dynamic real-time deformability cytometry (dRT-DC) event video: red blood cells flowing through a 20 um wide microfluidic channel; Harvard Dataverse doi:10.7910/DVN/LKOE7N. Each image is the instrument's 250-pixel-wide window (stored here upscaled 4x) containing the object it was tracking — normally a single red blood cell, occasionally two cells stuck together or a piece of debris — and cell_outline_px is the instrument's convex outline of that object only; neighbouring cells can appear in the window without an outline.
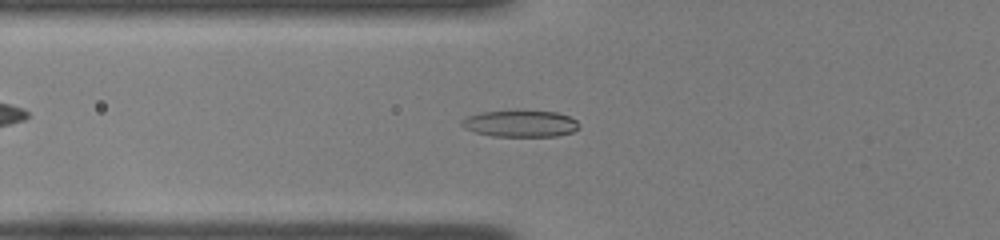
{"species": "common noctule bat (a hibernating species)", "species_latin": "Nyctalus noctula", "temperature_condition": "room temperature", "stored_images_in_passage": 53, "camera_frame_rate_fps": 3000, "um_per_image_px": 0.085, "animal": {"sex": "female", "body_mass_g": 22.0, "forearm_length_mm": 56.7}, "frame": {"image": 1, "passage_image": 22, "time_ms": 7.0, "image_size_px": [1000, 240], "cell_outline_px": [[580, 128], [572, 132], [556, 136], [492, 136], [476, 132], [464, 128], [460, 124], [460, 120], [468, 116], [480, 112], [556, 112], [568, 116], [576, 120], [580, 124]], "centroid_in_image_um": [44.23, 10.53], "position_along_channel_um": 81.6, "area_um2": 17.86}}
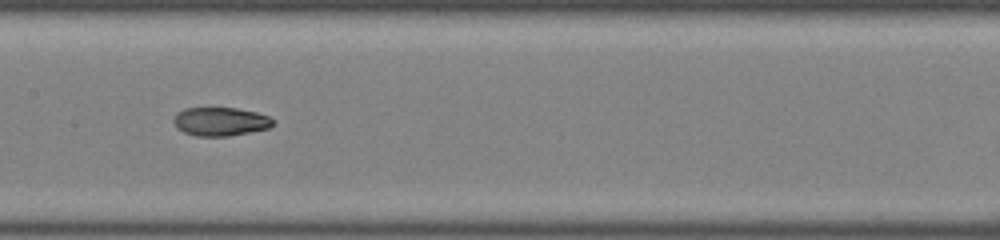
{"frame": {"image": 2, "passage_image": 30, "time_ms": 9.667, "image_size_px": [1000, 240], "cell_outline_px": [[272, 124], [268, 128], [228, 136], [196, 136], [184, 132], [176, 128], [172, 120], [176, 112], [184, 108], [236, 108], [256, 112], [268, 116], [272, 120]], "centroid_in_image_um": [18.66, 10.32], "position_along_channel_um": 188.7, "area_um2": 16.47}}
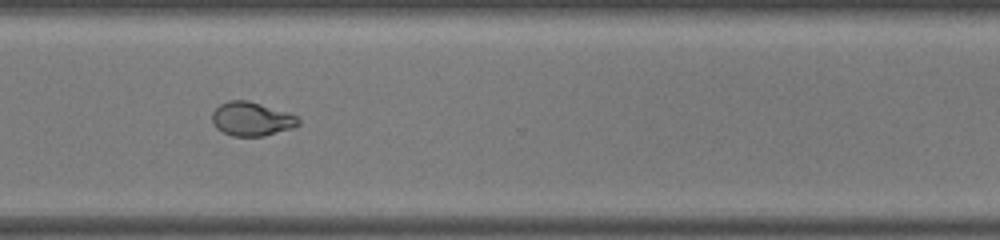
{"frame": {"image": 3, "passage_image": 42, "time_ms": 13.667, "image_size_px": [1000, 240], "cell_outline_px": [[300, 124], [292, 128], [264, 136], [232, 136], [216, 128], [212, 120], [212, 112], [220, 104], [228, 100], [248, 100], [288, 112], [300, 116]], "centroid_in_image_um": [21.41, 10.1], "position_along_channel_um": 349.2, "area_um2": 17.17}}